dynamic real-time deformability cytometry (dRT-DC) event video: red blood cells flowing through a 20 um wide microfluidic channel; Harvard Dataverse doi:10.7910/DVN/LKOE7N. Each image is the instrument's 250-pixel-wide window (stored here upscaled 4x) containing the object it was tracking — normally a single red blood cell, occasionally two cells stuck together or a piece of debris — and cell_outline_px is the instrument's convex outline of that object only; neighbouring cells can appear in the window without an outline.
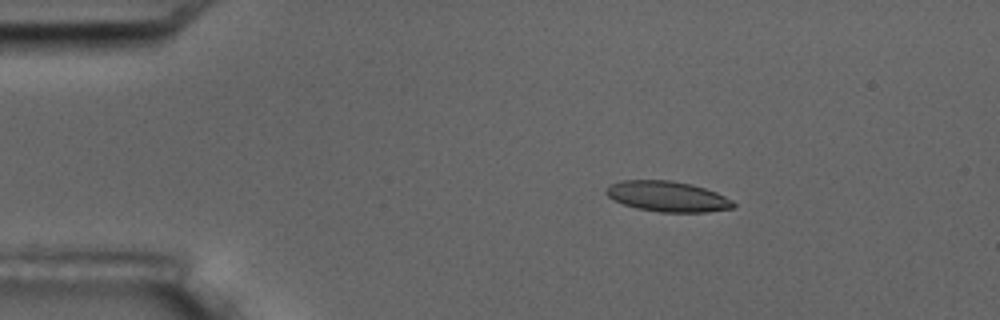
{"species": "common noctule bat (a hibernating species)", "species_latin": "Nyctalus noctula", "temperature_condition": "room temperature", "stored_images_in_passage": 3, "camera_frame_rate_fps": 3000, "um_per_image_px": 0.085, "animal": {"sex": "male", "body_mass_g": 17.5, "forearm_length_mm": 52.3}, "frame": {"image": 1, "passage_image": 2, "time_ms": 1.0, "image_size_px": [1000, 320], "cell_outline_px": [[736, 204], [732, 208], [708, 212], [660, 212], [636, 208], [624, 204], [608, 196], [604, 192], [612, 184], [620, 180], [672, 180], [692, 184], [716, 192], [732, 200]], "centroid_in_image_um": [56.76, 16.69], "position_along_channel_um": 28.2, "area_um2": 22.48}}